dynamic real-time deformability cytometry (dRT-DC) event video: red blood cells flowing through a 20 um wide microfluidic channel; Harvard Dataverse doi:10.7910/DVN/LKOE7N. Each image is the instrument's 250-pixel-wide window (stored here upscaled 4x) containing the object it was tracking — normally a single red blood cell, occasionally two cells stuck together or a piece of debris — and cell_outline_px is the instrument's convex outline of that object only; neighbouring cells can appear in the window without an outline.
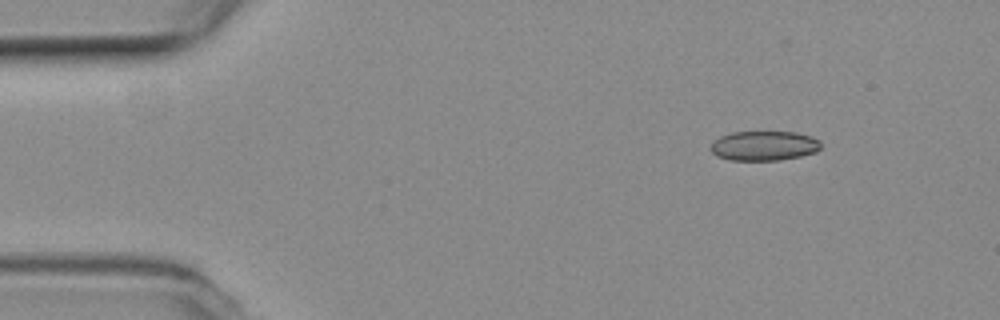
{"species": "common noctule bat (a hibernating species)", "species_latin": "Nyctalus noctula", "temperature_condition": "room temperature", "stored_images_in_passage": 4, "camera_frame_rate_fps": 3000, "um_per_image_px": 0.085, "animal": {"sex": "female", "body_mass_g": 19.3, "forearm_length_mm": 54.1}, "frame": {"image": 1, "passage_image": 1, "time_ms": 0.0, "image_size_px": [1000, 320], "cell_outline_px": [[820, 148], [816, 152], [800, 156], [780, 160], [728, 160], [716, 156], [708, 148], [712, 140], [720, 136], [732, 132], [796, 132], [812, 136], [820, 140]], "centroid_in_image_um": [64.9, 12.39], "position_along_channel_um": 20.1, "area_um2": 19.31}}
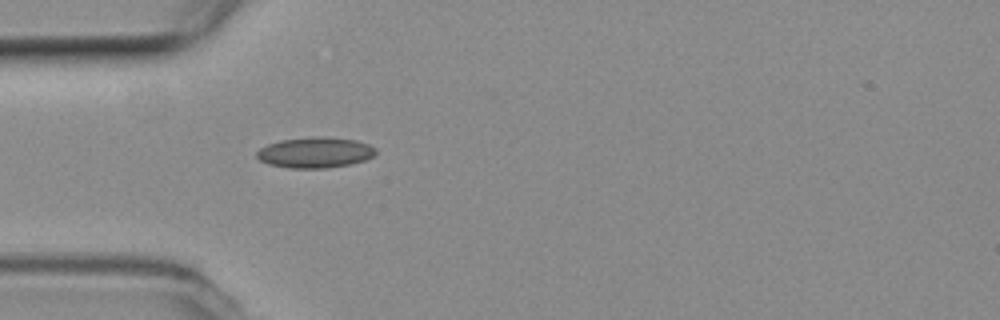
{"frame": {"image": 2, "passage_image": 4, "time_ms": 1.0, "image_size_px": [1000, 320], "cell_outline_px": [[376, 152], [372, 156], [364, 160], [348, 164], [324, 168], [288, 168], [268, 164], [260, 160], [256, 156], [256, 152], [260, 148], [268, 144], [280, 140], [312, 136], [324, 136], [356, 140], [368, 144], [376, 148]], "centroid_in_image_um": [26.76, 12.95], "position_along_channel_um": 58.2, "area_um2": 21.27}}